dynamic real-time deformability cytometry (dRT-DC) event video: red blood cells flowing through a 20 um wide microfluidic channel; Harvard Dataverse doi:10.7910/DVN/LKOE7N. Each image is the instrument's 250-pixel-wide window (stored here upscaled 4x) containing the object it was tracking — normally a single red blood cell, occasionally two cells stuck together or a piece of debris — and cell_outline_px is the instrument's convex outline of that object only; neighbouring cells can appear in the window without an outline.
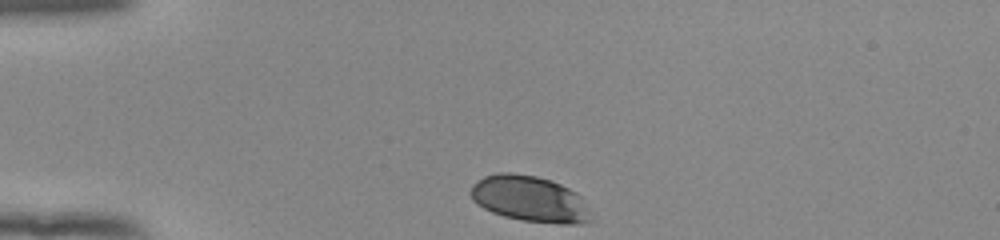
{"species": "human", "species_latin": "Homo sapiens", "temperature_condition": "room temperature", "stored_images_in_passage": 33, "camera_frame_rate_fps": 3000, "um_per_image_px": 0.085, "donor": {"sex": "female"}, "frame": {"image": 1, "passage_image": 1, "time_ms": 0.0, "image_size_px": [1000, 240], "cell_outline_px": [[596, 220], [584, 224], [560, 224], [520, 220], [504, 216], [492, 212], [476, 204], [472, 200], [468, 192], [472, 184], [484, 176], [496, 172], [512, 172], [536, 176], [560, 184], [576, 192], [580, 196]], "centroid_in_image_um": [45.03, 16.92], "position_along_channel_um": 40.0, "area_um2": 32.77}}
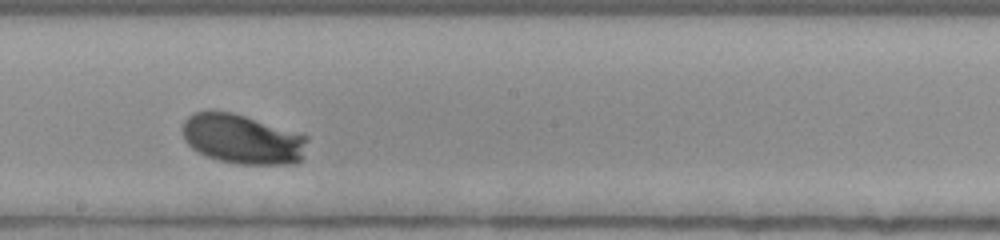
{"frame": {"image": 2, "passage_image": 19, "time_ms": 6.0, "image_size_px": [1000, 240], "cell_outline_px": [[308, 140], [300, 160], [296, 164], [236, 164], [220, 160], [208, 156], [192, 148], [184, 140], [180, 128], [184, 120], [188, 116], [196, 112], [232, 112], [308, 136]], "centroid_in_image_um": [20.58, 11.83], "position_along_channel_um": 227.6, "area_um2": 35.84}}
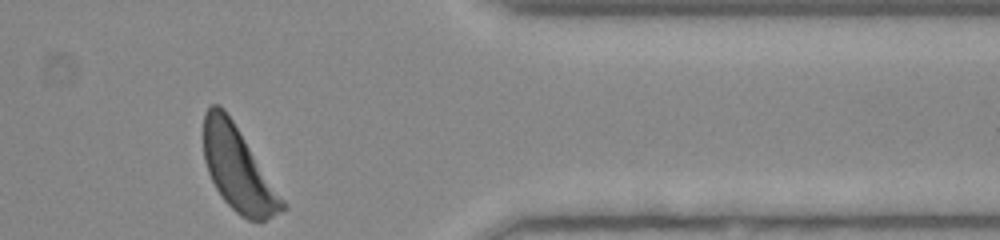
{"frame": {"image": 3, "passage_image": 33, "time_ms": 10.667, "image_size_px": [1000, 240], "cell_outline_px": [[288, 208], [264, 220], [248, 220], [240, 216], [220, 196], [208, 172], [204, 160], [204, 112], [212, 104], [220, 104], [224, 108], [232, 120], [284, 200]], "centroid_in_image_um": [20.21, 14.37], "position_along_channel_um": 391.2, "area_um2": 37.74}, "authors_computed_cell_mechanics": {"area_um2": 35.0846, "velocity_mm_per_s": 3.8452, "shape_relaxation_time_tau1_ms": 2.0639, "shape_relaxation_time_tau2_ms": 5.1909, "deformation_change_tau1": 0.1177, "deformation_change_tau2": 0.16}}